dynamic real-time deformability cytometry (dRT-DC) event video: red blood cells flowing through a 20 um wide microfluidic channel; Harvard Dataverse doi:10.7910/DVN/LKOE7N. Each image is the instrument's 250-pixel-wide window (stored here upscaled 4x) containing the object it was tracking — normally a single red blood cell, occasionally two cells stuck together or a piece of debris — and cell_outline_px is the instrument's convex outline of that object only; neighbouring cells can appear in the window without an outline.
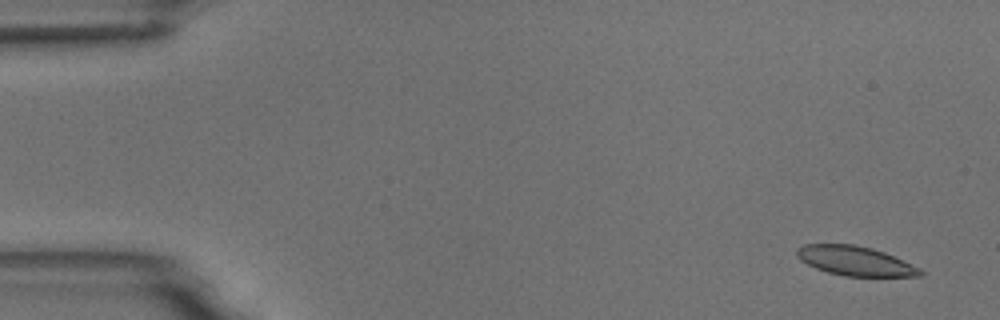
{"species": "common noctule bat (a hibernating species)", "species_latin": "Nyctalus noctula", "temperature_condition": "room temperature", "stored_images_in_passage": 6, "camera_frame_rate_fps": 3000, "um_per_image_px": 0.085, "animal": {"sex": "male", "body_mass_g": 18.8}, "frame": {"image": 1, "passage_image": 1, "time_ms": 0.0, "image_size_px": [1000, 320], "cell_outline_px": [[924, 276], [844, 276], [828, 272], [816, 268], [800, 260], [796, 256], [796, 248], [804, 244], [856, 244], [872, 248], [884, 252], [920, 268], [924, 272]], "centroid_in_image_um": [72.67, 22.17], "position_along_channel_um": 12.3, "area_um2": 21.15}}
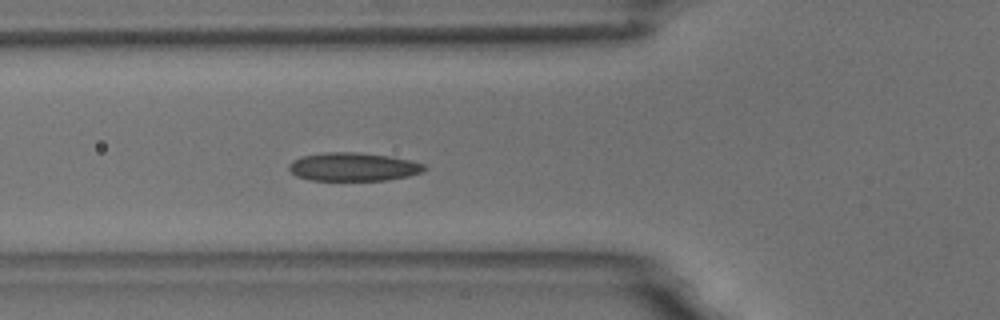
{"frame": {"image": 2, "passage_image": 6, "time_ms": 5.667, "image_size_px": [1000, 320], "cell_outline_px": [[428, 168], [420, 172], [408, 176], [384, 180], [312, 180], [296, 176], [288, 168], [288, 164], [292, 160], [300, 156], [324, 152], [356, 152], [392, 156], [412, 160], [424, 164]], "centroid_in_image_um": [30.01, 14.17], "position_along_channel_um": 95.8, "area_um2": 22.54}}